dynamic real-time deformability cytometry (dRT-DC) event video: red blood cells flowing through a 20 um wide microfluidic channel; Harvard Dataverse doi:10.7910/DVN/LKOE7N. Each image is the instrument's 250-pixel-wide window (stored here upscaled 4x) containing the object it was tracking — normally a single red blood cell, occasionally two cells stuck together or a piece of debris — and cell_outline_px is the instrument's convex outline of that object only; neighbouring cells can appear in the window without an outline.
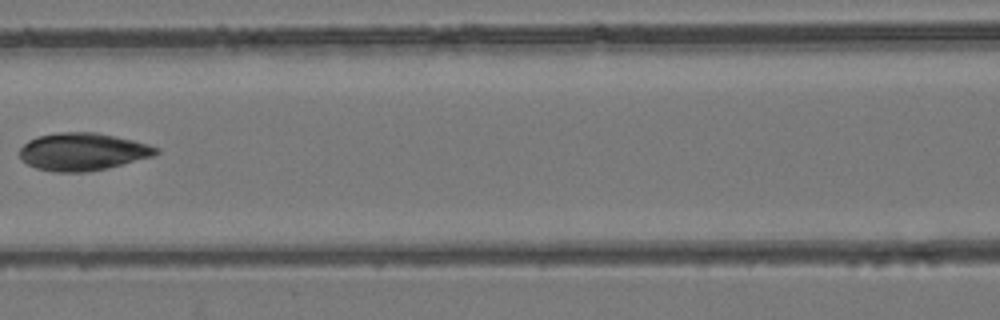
{"species": "common noctule bat (a hibernating species)", "species_latin": "Nyctalus noctula", "temperature_condition": "room temperature", "stored_images_in_passage": 5, "camera_frame_rate_fps": 3000, "um_per_image_px": 0.085, "animal": {"sex": "female", "body_mass_g": 24.6, "forearm_length_mm": 56.2}, "frame": {"image": 1, "passage_image": 5, "time_ms": 4.667, "image_size_px": [1000, 320], "cell_outline_px": [[160, 152], [152, 156], [108, 168], [88, 172], [56, 172], [36, 168], [20, 160], [20, 148], [28, 140], [36, 136], [56, 132], [96, 132], [116, 136], [148, 144], [160, 148]], "centroid_in_image_um": [7.01, 12.89], "position_along_channel_um": 159.6, "area_um2": 30.06}}